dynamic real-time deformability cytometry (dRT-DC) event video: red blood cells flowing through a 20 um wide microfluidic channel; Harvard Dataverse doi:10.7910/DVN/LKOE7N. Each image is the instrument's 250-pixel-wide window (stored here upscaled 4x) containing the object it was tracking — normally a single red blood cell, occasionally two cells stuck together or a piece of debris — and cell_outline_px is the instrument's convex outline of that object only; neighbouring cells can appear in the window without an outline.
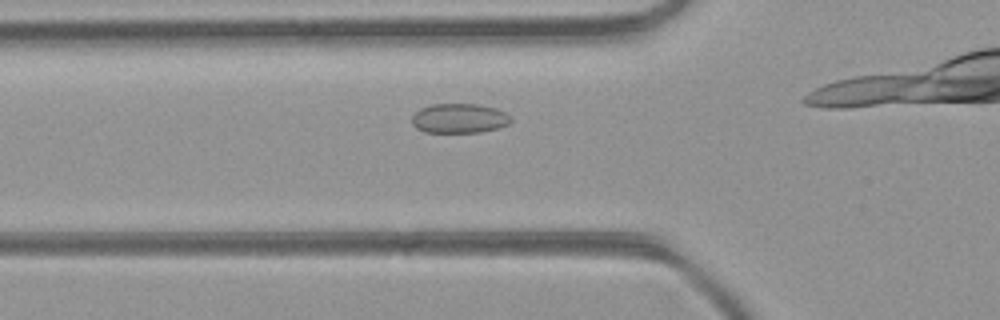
{"species": "common noctule bat (a hibernating species)", "species_latin": "Nyctalus noctula", "temperature_condition": "room temperature", "stored_images_in_passage": 9, "camera_frame_rate_fps": 3000, "um_per_image_px": 0.085, "animal": {"sex": "female", "body_mass_g": 21.9}, "frame": {"image": 1, "passage_image": 3, "time_ms": 0.667, "image_size_px": [1000, 320], "cell_outline_px": [[512, 120], [508, 124], [500, 128], [480, 132], [424, 132], [416, 128], [412, 124], [412, 116], [420, 108], [432, 104], [476, 104], [496, 108], [512, 116]], "centroid_in_image_um": [39.05, 10.06], "position_along_channel_um": 86.7, "area_um2": 17.17}}
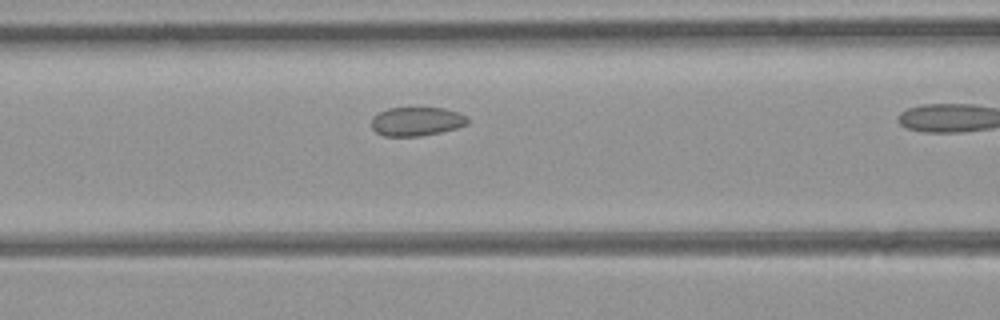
{"frame": {"image": 2, "passage_image": 6, "time_ms": 1.667, "image_size_px": [1000, 320], "cell_outline_px": [[468, 124], [456, 128], [440, 132], [420, 136], [384, 136], [376, 132], [372, 128], [372, 116], [388, 108], [444, 108], [456, 112], [464, 116], [468, 120]], "centroid_in_image_um": [35.38, 10.32], "position_along_channel_um": 131.2, "area_um2": 16.01}}